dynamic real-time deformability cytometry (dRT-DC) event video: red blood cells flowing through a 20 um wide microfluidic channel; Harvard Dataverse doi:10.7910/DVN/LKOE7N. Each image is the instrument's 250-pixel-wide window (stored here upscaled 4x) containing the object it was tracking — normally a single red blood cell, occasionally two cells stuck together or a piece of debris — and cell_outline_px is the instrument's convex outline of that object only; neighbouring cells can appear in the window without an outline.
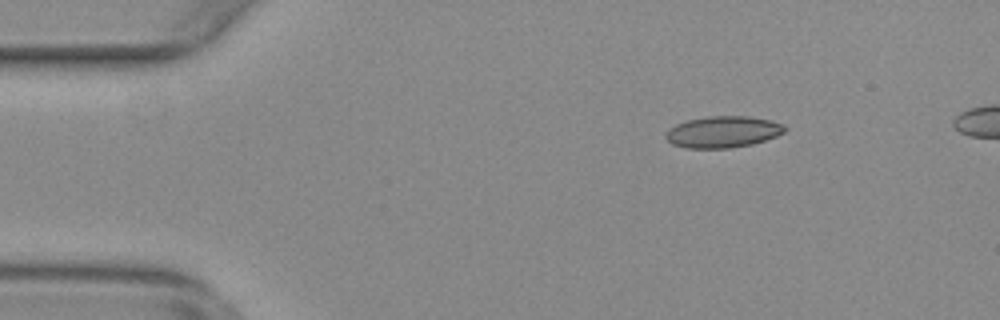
{"species": "common noctule bat (a hibernating species)", "species_latin": "Nyctalus noctula", "temperature_condition": "warm", "stored_images_in_passage": 52, "camera_frame_rate_fps": 3000, "um_per_image_px": 0.085, "animal": {"sex": "female", "body_mass_g": 29.2, "forearm_length_mm": 56.3}, "frame": {"image": 1, "passage_image": 8, "time_ms": 2.333, "image_size_px": [1000, 320], "cell_outline_px": [[788, 128], [784, 132], [776, 136], [752, 144], [728, 148], [688, 148], [672, 144], [664, 136], [664, 132], [668, 128], [676, 124], [688, 120], [708, 116], [748, 116], [772, 120], [784, 124]], "centroid_in_image_um": [61.45, 11.2], "position_along_channel_um": 23.6, "area_um2": 21.96}}
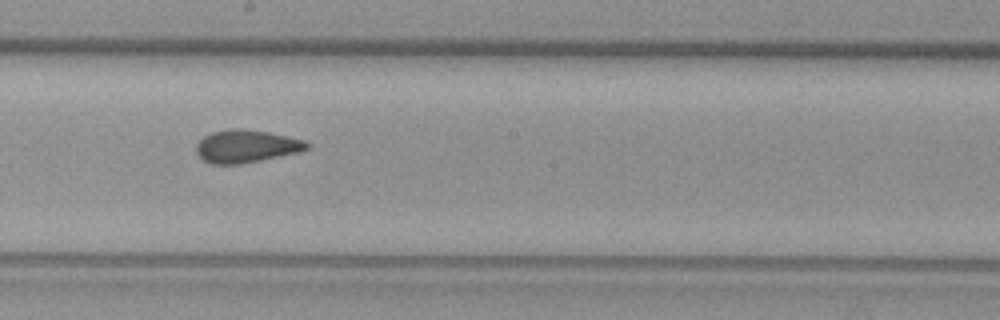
{"frame": {"image": 2, "passage_image": 30, "time_ms": 9.667, "image_size_px": [1000, 320], "cell_outline_px": [[308, 148], [300, 152], [240, 164], [212, 164], [204, 160], [196, 152], [196, 144], [204, 136], [212, 132], [232, 128], [244, 128], [268, 132], [288, 136], [304, 140], [308, 144]], "centroid_in_image_um": [20.92, 12.42], "position_along_channel_um": 227.3, "area_um2": 21.04}}
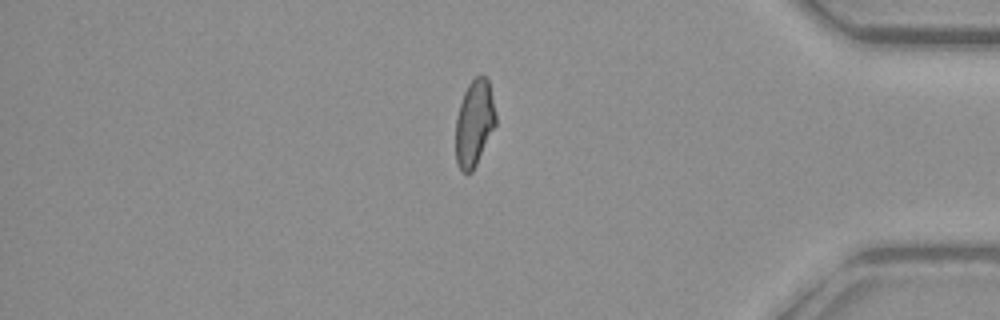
{"frame": {"image": 3, "passage_image": 46, "time_ms": 15.0, "image_size_px": [1000, 320], "cell_outline_px": [[496, 124], [472, 172], [460, 172], [456, 160], [456, 116], [464, 92], [468, 84], [480, 72], [488, 80], [496, 116]], "centroid_in_image_um": [40.3, 10.45], "position_along_channel_um": 394.9, "area_um2": 20.0}, "authors_computed_cell_mechanics": {"area_um2": 21.0392, "velocity_mm_per_s": 3.7657, "shape_relaxation_time_tau1_ms": null, "shape_relaxation_time_tau2_ms": 1.1439, "deformation_change_tau1": null, "deformation_change_tau2": 0.0673}}